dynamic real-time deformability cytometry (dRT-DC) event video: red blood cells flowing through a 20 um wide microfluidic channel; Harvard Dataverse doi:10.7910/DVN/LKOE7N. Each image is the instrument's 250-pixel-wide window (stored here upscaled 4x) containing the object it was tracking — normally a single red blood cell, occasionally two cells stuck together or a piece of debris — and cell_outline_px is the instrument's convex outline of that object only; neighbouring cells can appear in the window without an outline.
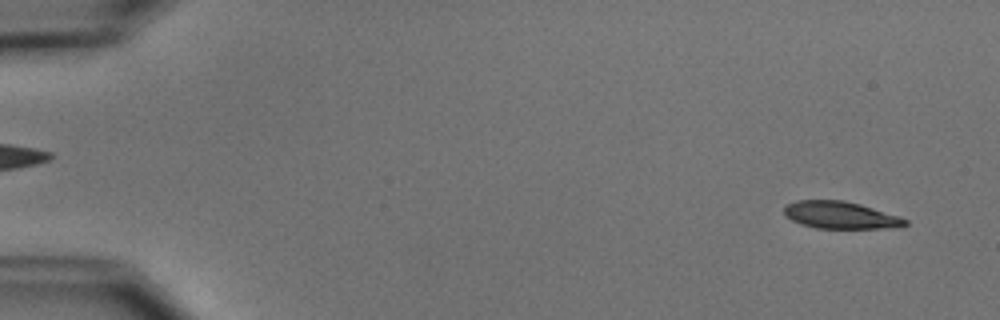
{"species": "common noctule bat (a hibernating species)", "species_latin": "Nyctalus noctula", "temperature_condition": "cold", "stored_images_in_passage": 53, "camera_frame_rate_fps": 3000, "um_per_image_px": 0.085, "animal": {"sex": "male", "body_mass_g": 15.6}, "frame": {"image": 1, "passage_image": 3, "time_ms": 0.667, "image_size_px": [1000, 320], "cell_outline_px": [[908, 224], [896, 228], [816, 228], [800, 224], [784, 216], [784, 204], [796, 200], [844, 200], [860, 204], [900, 216], [908, 220]], "centroid_in_image_um": [71.42, 18.28], "position_along_channel_um": 13.6, "area_um2": 19.42}}
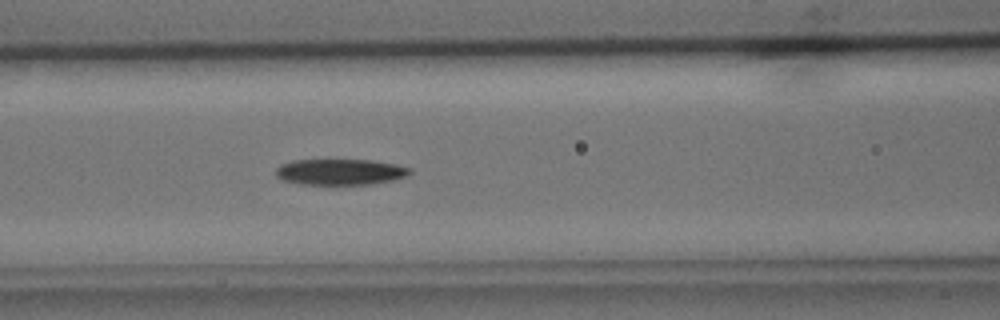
{"frame": {"image": 2, "passage_image": 23, "time_ms": 7.333, "image_size_px": [1000, 320], "cell_outline_px": [[412, 172], [408, 176], [392, 180], [372, 184], [304, 184], [284, 180], [276, 176], [276, 168], [280, 164], [292, 160], [372, 160], [396, 164], [412, 168]], "centroid_in_image_um": [28.95, 14.6], "position_along_channel_um": 137.6, "area_um2": 20.29}}
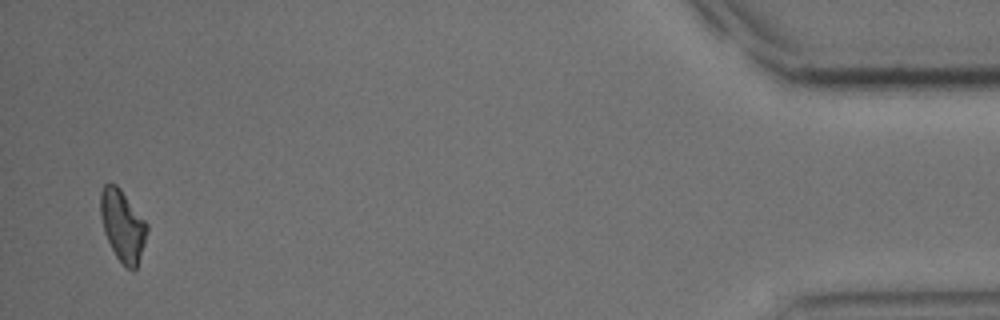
{"frame": {"image": 3, "passage_image": 52, "time_ms": 17.0, "image_size_px": [1000, 320], "cell_outline_px": [[148, 232], [136, 268], [132, 272], [116, 256], [104, 232], [100, 216], [100, 192], [104, 184], [116, 184], [120, 188], [148, 224]], "centroid_in_image_um": [10.42, 19.15], "position_along_channel_um": 424.8, "area_um2": 19.19}, "authors_computed_cell_mechanics": {"area_um2": 20.5768, "velocity_mm_per_s": 3.7519, "shape_relaxation_time_tau1_ms": 3.909, "shape_relaxation_time_tau2_ms": null, "deformation_change_tau1": 0.1194, "deformation_change_tau2": null}}